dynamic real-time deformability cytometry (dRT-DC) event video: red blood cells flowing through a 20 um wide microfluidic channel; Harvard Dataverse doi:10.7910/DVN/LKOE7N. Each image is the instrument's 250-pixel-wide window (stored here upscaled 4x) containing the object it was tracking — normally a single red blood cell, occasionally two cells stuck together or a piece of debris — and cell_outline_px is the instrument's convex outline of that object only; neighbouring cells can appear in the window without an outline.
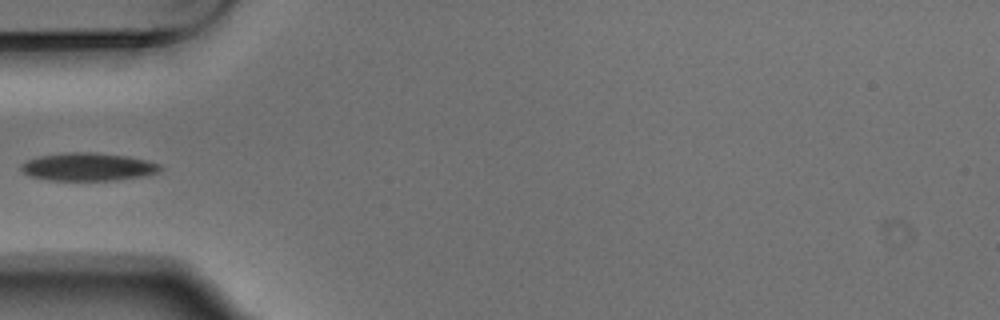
{"species": "Egyptian fruit bat (a non-hibernating species)", "species_latin": "Rousettus aegyptiacus", "temperature_condition": "warm", "stored_images_in_passage": 2, "camera_frame_rate_fps": 3000, "um_per_image_px": 0.085, "animal": {"sex": "male"}, "frame": {"image": 1, "passage_image": 2, "time_ms": 0.333, "image_size_px": [1000, 320], "cell_outline_px": [[164, 168], [160, 172], [148, 176], [116, 180], [48, 180], [32, 176], [24, 172], [20, 168], [20, 164], [28, 160], [40, 156], [68, 152], [96, 152], [128, 156], [148, 160], [160, 164]], "centroid_in_image_um": [7.57, 14.18], "position_along_channel_um": 77.4, "area_um2": 22.89}}